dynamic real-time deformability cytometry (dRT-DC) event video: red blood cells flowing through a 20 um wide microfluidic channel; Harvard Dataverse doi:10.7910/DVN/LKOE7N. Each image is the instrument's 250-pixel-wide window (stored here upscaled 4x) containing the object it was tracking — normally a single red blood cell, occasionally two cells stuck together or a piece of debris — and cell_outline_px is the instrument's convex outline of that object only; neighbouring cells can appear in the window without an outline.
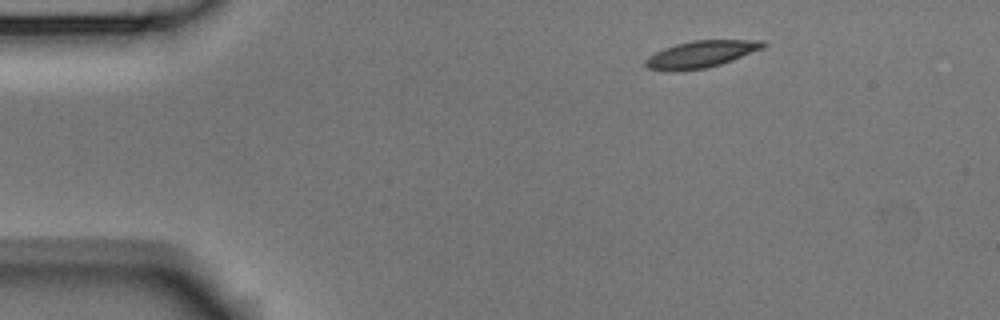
{"species": "Egyptian fruit bat (a non-hibernating species)", "species_latin": "Rousettus aegyptiacus", "temperature_condition": "room temperature", "stored_images_in_passage": 3, "camera_frame_rate_fps": 3000, "um_per_image_px": 0.085, "animal": {"sex": "male"}, "frame": {"image": 1, "passage_image": 1, "time_ms": 0.0, "image_size_px": [1000, 320], "cell_outline_px": [[768, 44], [764, 48], [732, 60], [720, 64], [704, 68], [672, 72], [664, 72], [648, 68], [644, 64], [644, 60], [648, 56], [664, 48], [676, 44], [692, 40], [764, 40]], "centroid_in_image_um": [59.56, 4.61], "position_along_channel_um": 25.4, "area_um2": 18.61}}